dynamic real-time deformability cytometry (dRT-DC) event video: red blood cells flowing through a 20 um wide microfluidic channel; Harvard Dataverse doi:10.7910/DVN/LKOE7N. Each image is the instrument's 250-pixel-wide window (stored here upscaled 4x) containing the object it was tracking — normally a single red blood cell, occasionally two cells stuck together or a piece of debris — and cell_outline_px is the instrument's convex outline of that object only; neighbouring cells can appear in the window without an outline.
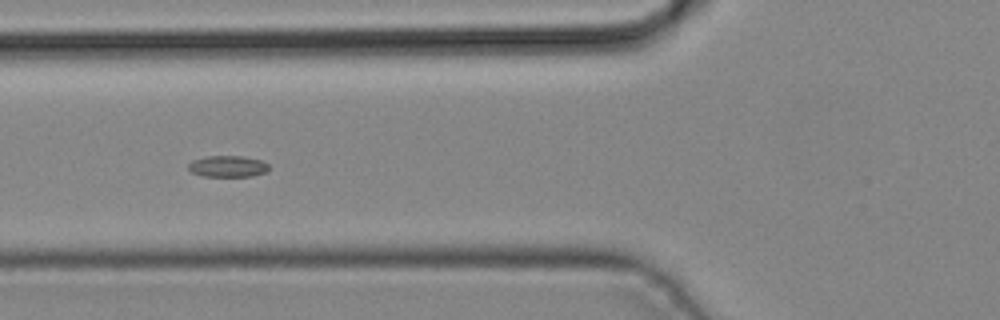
{"species": "common noctule bat (a hibernating species)", "species_latin": "Nyctalus noctula", "temperature_condition": "cold", "stored_images_in_passage": 33, "camera_frame_rate_fps": 3000, "um_per_image_px": 0.085, "animal": {"sex": "male", "body_mass_g": 19.2, "forearm_length_mm": 51.8}, "frame": {"image": 1, "passage_image": 6, "time_ms": 1.667, "image_size_px": [1000, 320], "cell_outline_px": [[268, 172], [252, 176], [200, 176], [192, 172], [188, 168], [188, 164], [192, 160], [204, 156], [244, 156], [260, 160], [268, 164]], "centroid_in_image_um": [19.35, 14.13], "position_along_channel_um": 106.5, "area_um2": 10.12}}
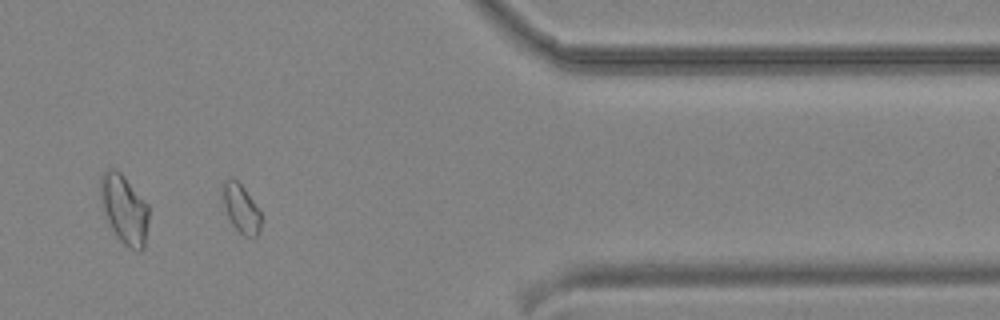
{"frame": {"image": 2, "passage_image": 26, "time_ms": 8.333, "image_size_px": [1000, 320], "cell_outline_px": [[260, 232], [256, 236], [244, 236], [232, 224], [224, 208], [224, 180], [228, 176], [232, 176], [244, 188], [260, 212]], "centroid_in_image_um": [20.49, 17.71], "position_along_channel_um": 390.9, "area_um2": 10.52}}
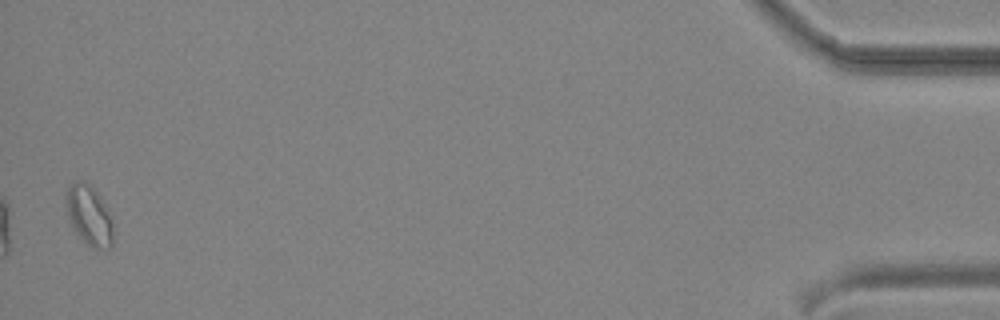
{"frame": {"image": 3, "passage_image": 33, "time_ms": 10.667, "image_size_px": [1000, 320], "cell_outline_px": [[112, 244], [108, 248], [96, 248], [88, 244], [72, 228], [68, 216], [64, 196], [68, 188], [76, 180], [84, 180], [100, 196], [104, 204], [112, 224]], "centroid_in_image_um": [7.53, 18.27], "position_along_channel_um": 427.7, "area_um2": 16.01}}